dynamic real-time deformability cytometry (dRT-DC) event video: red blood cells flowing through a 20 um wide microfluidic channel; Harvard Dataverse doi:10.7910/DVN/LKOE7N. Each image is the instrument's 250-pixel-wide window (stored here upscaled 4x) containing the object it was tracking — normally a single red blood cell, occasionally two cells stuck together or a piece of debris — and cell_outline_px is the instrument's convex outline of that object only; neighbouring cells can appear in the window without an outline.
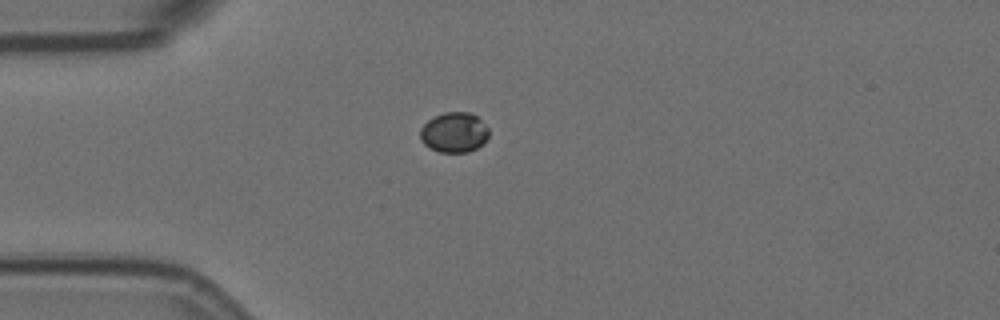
{"species": "Egyptian fruit bat (a non-hibernating species)", "species_latin": "Rousettus aegyptiacus", "temperature_condition": "room temperature", "stored_images_in_passage": 7, "camera_frame_rate_fps": 3000, "um_per_image_px": 0.085, "animal": {"sex": "female"}, "frame": {"image": 1, "passage_image": 2, "time_ms": 0.333, "image_size_px": [1000, 320], "cell_outline_px": [[488, 136], [484, 144], [468, 152], [440, 152], [424, 144], [420, 140], [420, 128], [432, 116], [444, 112], [468, 112], [476, 116], [488, 128]], "centroid_in_image_um": [38.58, 11.25], "position_along_channel_um": 46.4, "area_um2": 16.07}}
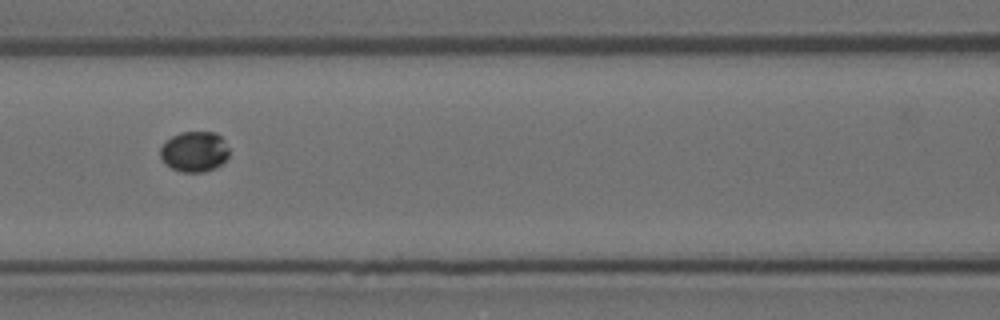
{"frame": {"image": 2, "passage_image": 5, "time_ms": 1.333, "image_size_px": [1000, 320], "cell_outline_px": [[228, 156], [216, 168], [204, 172], [180, 172], [172, 168], [160, 156], [160, 148], [172, 136], [180, 132], [216, 132], [224, 140], [228, 148]], "centroid_in_image_um": [16.54, 12.88], "position_along_channel_um": 150.1, "area_um2": 16.07}}
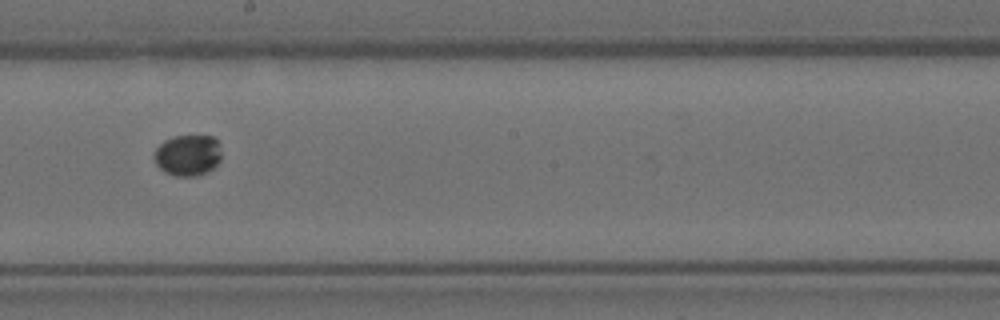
{"frame": {"image": 3, "passage_image": 7, "time_ms": 2.0, "image_size_px": [1000, 320], "cell_outline_px": [[220, 160], [212, 168], [196, 176], [176, 176], [164, 172], [156, 164], [152, 156], [156, 148], [164, 140], [176, 136], [212, 136], [220, 144]], "centroid_in_image_um": [15.93, 13.19], "position_along_channel_um": 232.3, "area_um2": 16.07}}